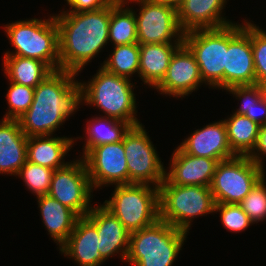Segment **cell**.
<instances>
[{"label":"cell","mask_w":266,"mask_h":266,"mask_svg":"<svg viewBox=\"0 0 266 266\" xmlns=\"http://www.w3.org/2000/svg\"><path fill=\"white\" fill-rule=\"evenodd\" d=\"M76 75L70 71L54 70L34 89L31 106L18 119L27 137L53 136L80 108L82 89Z\"/></svg>","instance_id":"6da1fadb"},{"label":"cell","mask_w":266,"mask_h":266,"mask_svg":"<svg viewBox=\"0 0 266 266\" xmlns=\"http://www.w3.org/2000/svg\"><path fill=\"white\" fill-rule=\"evenodd\" d=\"M119 0L95 11H63L54 15L58 25L60 69L81 73L109 43L110 9Z\"/></svg>","instance_id":"7a4b0ae2"},{"label":"cell","mask_w":266,"mask_h":266,"mask_svg":"<svg viewBox=\"0 0 266 266\" xmlns=\"http://www.w3.org/2000/svg\"><path fill=\"white\" fill-rule=\"evenodd\" d=\"M79 85L82 89V104L97 107L105 117L124 121L131 126L141 124L136 117V95L130 79L100 66L90 81H80Z\"/></svg>","instance_id":"3957f363"},{"label":"cell","mask_w":266,"mask_h":266,"mask_svg":"<svg viewBox=\"0 0 266 266\" xmlns=\"http://www.w3.org/2000/svg\"><path fill=\"white\" fill-rule=\"evenodd\" d=\"M243 30V22L220 28L195 29L184 33L183 43L195 56L202 81L209 88L224 90V67L228 44Z\"/></svg>","instance_id":"277c9868"},{"label":"cell","mask_w":266,"mask_h":266,"mask_svg":"<svg viewBox=\"0 0 266 266\" xmlns=\"http://www.w3.org/2000/svg\"><path fill=\"white\" fill-rule=\"evenodd\" d=\"M4 30L14 48L4 55L38 59L53 71L60 69L58 25L54 15L43 20L31 18L8 23Z\"/></svg>","instance_id":"5b68a950"},{"label":"cell","mask_w":266,"mask_h":266,"mask_svg":"<svg viewBox=\"0 0 266 266\" xmlns=\"http://www.w3.org/2000/svg\"><path fill=\"white\" fill-rule=\"evenodd\" d=\"M188 232L158 219L130 233L126 262L132 266H172L186 242Z\"/></svg>","instance_id":"8992f818"},{"label":"cell","mask_w":266,"mask_h":266,"mask_svg":"<svg viewBox=\"0 0 266 266\" xmlns=\"http://www.w3.org/2000/svg\"><path fill=\"white\" fill-rule=\"evenodd\" d=\"M158 188L159 219L175 228L189 233L194 218L214 213L210 187L161 184Z\"/></svg>","instance_id":"52a82bcc"},{"label":"cell","mask_w":266,"mask_h":266,"mask_svg":"<svg viewBox=\"0 0 266 266\" xmlns=\"http://www.w3.org/2000/svg\"><path fill=\"white\" fill-rule=\"evenodd\" d=\"M102 204L130 232L150 226L159 219V188L148 184L115 185Z\"/></svg>","instance_id":"ba28073f"},{"label":"cell","mask_w":266,"mask_h":266,"mask_svg":"<svg viewBox=\"0 0 266 266\" xmlns=\"http://www.w3.org/2000/svg\"><path fill=\"white\" fill-rule=\"evenodd\" d=\"M265 173L248 156L219 161L210 185L215 203L239 204Z\"/></svg>","instance_id":"9c48e42d"},{"label":"cell","mask_w":266,"mask_h":266,"mask_svg":"<svg viewBox=\"0 0 266 266\" xmlns=\"http://www.w3.org/2000/svg\"><path fill=\"white\" fill-rule=\"evenodd\" d=\"M144 128L142 123L131 126L124 135L129 184H148L159 187L165 179L167 169Z\"/></svg>","instance_id":"30bf717a"},{"label":"cell","mask_w":266,"mask_h":266,"mask_svg":"<svg viewBox=\"0 0 266 266\" xmlns=\"http://www.w3.org/2000/svg\"><path fill=\"white\" fill-rule=\"evenodd\" d=\"M139 5L134 10L139 44L183 43L184 31L178 22L177 9L157 0H124Z\"/></svg>","instance_id":"8fae6325"},{"label":"cell","mask_w":266,"mask_h":266,"mask_svg":"<svg viewBox=\"0 0 266 266\" xmlns=\"http://www.w3.org/2000/svg\"><path fill=\"white\" fill-rule=\"evenodd\" d=\"M93 192L86 165L80 157L54 170L48 195L79 217H85L92 209Z\"/></svg>","instance_id":"7c38bea8"},{"label":"cell","mask_w":266,"mask_h":266,"mask_svg":"<svg viewBox=\"0 0 266 266\" xmlns=\"http://www.w3.org/2000/svg\"><path fill=\"white\" fill-rule=\"evenodd\" d=\"M81 158L86 165L93 190L108 185L129 184L124 138L120 142L96 146Z\"/></svg>","instance_id":"4fadbf2b"},{"label":"cell","mask_w":266,"mask_h":266,"mask_svg":"<svg viewBox=\"0 0 266 266\" xmlns=\"http://www.w3.org/2000/svg\"><path fill=\"white\" fill-rule=\"evenodd\" d=\"M203 84L195 56L183 43L174 52L165 77L154 89L160 94L183 99Z\"/></svg>","instance_id":"5bb4252c"},{"label":"cell","mask_w":266,"mask_h":266,"mask_svg":"<svg viewBox=\"0 0 266 266\" xmlns=\"http://www.w3.org/2000/svg\"><path fill=\"white\" fill-rule=\"evenodd\" d=\"M255 84L250 22L245 19L243 30L228 44L226 66L224 67V90L233 86Z\"/></svg>","instance_id":"9a60e30c"},{"label":"cell","mask_w":266,"mask_h":266,"mask_svg":"<svg viewBox=\"0 0 266 266\" xmlns=\"http://www.w3.org/2000/svg\"><path fill=\"white\" fill-rule=\"evenodd\" d=\"M171 156L170 166L165 171V179L161 184L210 187L219 163L216 159L189 155L179 146Z\"/></svg>","instance_id":"2e32d148"},{"label":"cell","mask_w":266,"mask_h":266,"mask_svg":"<svg viewBox=\"0 0 266 266\" xmlns=\"http://www.w3.org/2000/svg\"><path fill=\"white\" fill-rule=\"evenodd\" d=\"M93 206L85 217L97 228L98 249L102 258L106 261L118 254L123 259L122 261H126L129 252L130 232L102 204Z\"/></svg>","instance_id":"e0dca14e"},{"label":"cell","mask_w":266,"mask_h":266,"mask_svg":"<svg viewBox=\"0 0 266 266\" xmlns=\"http://www.w3.org/2000/svg\"><path fill=\"white\" fill-rule=\"evenodd\" d=\"M179 147L189 155L216 159L218 162L236 156L230 148L223 119L195 130Z\"/></svg>","instance_id":"ac0fdd59"},{"label":"cell","mask_w":266,"mask_h":266,"mask_svg":"<svg viewBox=\"0 0 266 266\" xmlns=\"http://www.w3.org/2000/svg\"><path fill=\"white\" fill-rule=\"evenodd\" d=\"M98 248L97 228L86 217H79L67 241L59 250L79 266H101L105 260Z\"/></svg>","instance_id":"d6986e66"},{"label":"cell","mask_w":266,"mask_h":266,"mask_svg":"<svg viewBox=\"0 0 266 266\" xmlns=\"http://www.w3.org/2000/svg\"><path fill=\"white\" fill-rule=\"evenodd\" d=\"M226 4L227 0H184L177 9L179 25L185 33L232 24L222 14Z\"/></svg>","instance_id":"ffe728a7"},{"label":"cell","mask_w":266,"mask_h":266,"mask_svg":"<svg viewBox=\"0 0 266 266\" xmlns=\"http://www.w3.org/2000/svg\"><path fill=\"white\" fill-rule=\"evenodd\" d=\"M27 140L18 120H0V174H18L27 160Z\"/></svg>","instance_id":"44dd1931"},{"label":"cell","mask_w":266,"mask_h":266,"mask_svg":"<svg viewBox=\"0 0 266 266\" xmlns=\"http://www.w3.org/2000/svg\"><path fill=\"white\" fill-rule=\"evenodd\" d=\"M72 137L32 136L27 140V161L53 170L65 167L64 157L74 145Z\"/></svg>","instance_id":"7402d4cb"},{"label":"cell","mask_w":266,"mask_h":266,"mask_svg":"<svg viewBox=\"0 0 266 266\" xmlns=\"http://www.w3.org/2000/svg\"><path fill=\"white\" fill-rule=\"evenodd\" d=\"M36 198L45 229L60 248L73 231L79 216L48 194Z\"/></svg>","instance_id":"603a6c76"},{"label":"cell","mask_w":266,"mask_h":266,"mask_svg":"<svg viewBox=\"0 0 266 266\" xmlns=\"http://www.w3.org/2000/svg\"><path fill=\"white\" fill-rule=\"evenodd\" d=\"M183 43L140 44L138 77L155 88L165 77L174 52Z\"/></svg>","instance_id":"cb8c5ba5"},{"label":"cell","mask_w":266,"mask_h":266,"mask_svg":"<svg viewBox=\"0 0 266 266\" xmlns=\"http://www.w3.org/2000/svg\"><path fill=\"white\" fill-rule=\"evenodd\" d=\"M3 69L10 82L36 88L53 70L44 62L15 55L3 56Z\"/></svg>","instance_id":"d4e9b609"},{"label":"cell","mask_w":266,"mask_h":266,"mask_svg":"<svg viewBox=\"0 0 266 266\" xmlns=\"http://www.w3.org/2000/svg\"><path fill=\"white\" fill-rule=\"evenodd\" d=\"M232 113L223 119L230 148L236 156H249L256 146L260 125L245 115Z\"/></svg>","instance_id":"484cf974"},{"label":"cell","mask_w":266,"mask_h":266,"mask_svg":"<svg viewBox=\"0 0 266 266\" xmlns=\"http://www.w3.org/2000/svg\"><path fill=\"white\" fill-rule=\"evenodd\" d=\"M86 141L83 146V157L96 146L115 143L123 140L131 125L115 118L99 115L91 118L86 124Z\"/></svg>","instance_id":"4316f807"},{"label":"cell","mask_w":266,"mask_h":266,"mask_svg":"<svg viewBox=\"0 0 266 266\" xmlns=\"http://www.w3.org/2000/svg\"><path fill=\"white\" fill-rule=\"evenodd\" d=\"M126 5L129 4L119 0L110 9L109 41L113 46L138 43L134 8Z\"/></svg>","instance_id":"83f0119b"},{"label":"cell","mask_w":266,"mask_h":266,"mask_svg":"<svg viewBox=\"0 0 266 266\" xmlns=\"http://www.w3.org/2000/svg\"><path fill=\"white\" fill-rule=\"evenodd\" d=\"M226 91L235 96L238 101H242L241 106L234 113L245 115L260 126L266 124V101L263 98L261 85L233 86Z\"/></svg>","instance_id":"f1b7e54d"},{"label":"cell","mask_w":266,"mask_h":266,"mask_svg":"<svg viewBox=\"0 0 266 266\" xmlns=\"http://www.w3.org/2000/svg\"><path fill=\"white\" fill-rule=\"evenodd\" d=\"M112 54L101 63L108 72L131 80L133 74L139 73L140 44L132 43L113 47ZM137 72V73H136Z\"/></svg>","instance_id":"f546056e"},{"label":"cell","mask_w":266,"mask_h":266,"mask_svg":"<svg viewBox=\"0 0 266 266\" xmlns=\"http://www.w3.org/2000/svg\"><path fill=\"white\" fill-rule=\"evenodd\" d=\"M53 172L51 168L26 160L16 176L22 178L28 190L38 197L49 193Z\"/></svg>","instance_id":"4dcf8cb0"},{"label":"cell","mask_w":266,"mask_h":266,"mask_svg":"<svg viewBox=\"0 0 266 266\" xmlns=\"http://www.w3.org/2000/svg\"><path fill=\"white\" fill-rule=\"evenodd\" d=\"M9 85L6 94L9 109H7L3 119L18 120L31 106L35 88L14 82H10Z\"/></svg>","instance_id":"1f68e13d"},{"label":"cell","mask_w":266,"mask_h":266,"mask_svg":"<svg viewBox=\"0 0 266 266\" xmlns=\"http://www.w3.org/2000/svg\"><path fill=\"white\" fill-rule=\"evenodd\" d=\"M266 175H264L239 203L242 210L255 224L266 220Z\"/></svg>","instance_id":"d6a6232c"},{"label":"cell","mask_w":266,"mask_h":266,"mask_svg":"<svg viewBox=\"0 0 266 266\" xmlns=\"http://www.w3.org/2000/svg\"><path fill=\"white\" fill-rule=\"evenodd\" d=\"M256 84L266 85V31L250 21Z\"/></svg>","instance_id":"836d02e7"},{"label":"cell","mask_w":266,"mask_h":266,"mask_svg":"<svg viewBox=\"0 0 266 266\" xmlns=\"http://www.w3.org/2000/svg\"><path fill=\"white\" fill-rule=\"evenodd\" d=\"M215 212H219L220 222L230 232H243L254 224L239 204L215 203Z\"/></svg>","instance_id":"e575fe53"},{"label":"cell","mask_w":266,"mask_h":266,"mask_svg":"<svg viewBox=\"0 0 266 266\" xmlns=\"http://www.w3.org/2000/svg\"><path fill=\"white\" fill-rule=\"evenodd\" d=\"M72 12L95 11L108 6L113 0H65ZM71 8V9H70Z\"/></svg>","instance_id":"d590c367"},{"label":"cell","mask_w":266,"mask_h":266,"mask_svg":"<svg viewBox=\"0 0 266 266\" xmlns=\"http://www.w3.org/2000/svg\"><path fill=\"white\" fill-rule=\"evenodd\" d=\"M264 156L266 158V124L260 126L256 146L248 157L264 169Z\"/></svg>","instance_id":"8d00e7d4"},{"label":"cell","mask_w":266,"mask_h":266,"mask_svg":"<svg viewBox=\"0 0 266 266\" xmlns=\"http://www.w3.org/2000/svg\"><path fill=\"white\" fill-rule=\"evenodd\" d=\"M159 2L165 3L175 9H178L184 2V0H157Z\"/></svg>","instance_id":"74e56055"},{"label":"cell","mask_w":266,"mask_h":266,"mask_svg":"<svg viewBox=\"0 0 266 266\" xmlns=\"http://www.w3.org/2000/svg\"><path fill=\"white\" fill-rule=\"evenodd\" d=\"M262 91H263V98H264L265 101H266V85H263V86H262Z\"/></svg>","instance_id":"f35d334b"}]
</instances>
